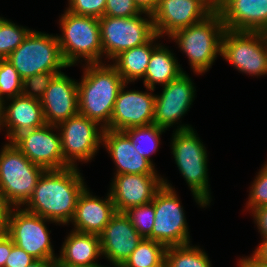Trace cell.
Listing matches in <instances>:
<instances>
[{"mask_svg": "<svg viewBox=\"0 0 267 267\" xmlns=\"http://www.w3.org/2000/svg\"><path fill=\"white\" fill-rule=\"evenodd\" d=\"M99 25L103 54L110 60L123 51L147 43L156 34L152 14L147 12L133 17L102 16Z\"/></svg>", "mask_w": 267, "mask_h": 267, "instance_id": "8", "label": "cell"}, {"mask_svg": "<svg viewBox=\"0 0 267 267\" xmlns=\"http://www.w3.org/2000/svg\"><path fill=\"white\" fill-rule=\"evenodd\" d=\"M31 31L3 17L0 20V59H6Z\"/></svg>", "mask_w": 267, "mask_h": 267, "instance_id": "30", "label": "cell"}, {"mask_svg": "<svg viewBox=\"0 0 267 267\" xmlns=\"http://www.w3.org/2000/svg\"><path fill=\"white\" fill-rule=\"evenodd\" d=\"M261 241L252 255L260 262L267 263V238H263Z\"/></svg>", "mask_w": 267, "mask_h": 267, "instance_id": "42", "label": "cell"}, {"mask_svg": "<svg viewBox=\"0 0 267 267\" xmlns=\"http://www.w3.org/2000/svg\"><path fill=\"white\" fill-rule=\"evenodd\" d=\"M102 145L115 163V175L158 174L155 165L138 154L134 144L123 131L104 129Z\"/></svg>", "mask_w": 267, "mask_h": 267, "instance_id": "23", "label": "cell"}, {"mask_svg": "<svg viewBox=\"0 0 267 267\" xmlns=\"http://www.w3.org/2000/svg\"><path fill=\"white\" fill-rule=\"evenodd\" d=\"M13 206L6 199L0 188V232H4Z\"/></svg>", "mask_w": 267, "mask_h": 267, "instance_id": "39", "label": "cell"}, {"mask_svg": "<svg viewBox=\"0 0 267 267\" xmlns=\"http://www.w3.org/2000/svg\"><path fill=\"white\" fill-rule=\"evenodd\" d=\"M87 117L77 114L60 123L57 127L61 136L64 160L77 167V160L88 162L94 158L102 144L103 127Z\"/></svg>", "mask_w": 267, "mask_h": 267, "instance_id": "12", "label": "cell"}, {"mask_svg": "<svg viewBox=\"0 0 267 267\" xmlns=\"http://www.w3.org/2000/svg\"><path fill=\"white\" fill-rule=\"evenodd\" d=\"M165 267H211V262L205 251L189 243L167 247Z\"/></svg>", "mask_w": 267, "mask_h": 267, "instance_id": "28", "label": "cell"}, {"mask_svg": "<svg viewBox=\"0 0 267 267\" xmlns=\"http://www.w3.org/2000/svg\"><path fill=\"white\" fill-rule=\"evenodd\" d=\"M123 132L130 138L138 154L153 164L150 157L157 152L160 136L165 132V129L153 123L146 126L131 127Z\"/></svg>", "mask_w": 267, "mask_h": 267, "instance_id": "29", "label": "cell"}, {"mask_svg": "<svg viewBox=\"0 0 267 267\" xmlns=\"http://www.w3.org/2000/svg\"><path fill=\"white\" fill-rule=\"evenodd\" d=\"M86 187L80 194L71 223L74 230L81 233L100 235L116 209L108 192L105 199L93 196Z\"/></svg>", "mask_w": 267, "mask_h": 267, "instance_id": "22", "label": "cell"}, {"mask_svg": "<svg viewBox=\"0 0 267 267\" xmlns=\"http://www.w3.org/2000/svg\"><path fill=\"white\" fill-rule=\"evenodd\" d=\"M57 126L45 124L17 135L11 143L32 163L45 170H61L71 167L63 157L60 133ZM54 131V132H53Z\"/></svg>", "mask_w": 267, "mask_h": 267, "instance_id": "13", "label": "cell"}, {"mask_svg": "<svg viewBox=\"0 0 267 267\" xmlns=\"http://www.w3.org/2000/svg\"><path fill=\"white\" fill-rule=\"evenodd\" d=\"M254 222L257 225L258 232H260L261 238H267V206H262L254 209L252 212Z\"/></svg>", "mask_w": 267, "mask_h": 267, "instance_id": "38", "label": "cell"}, {"mask_svg": "<svg viewBox=\"0 0 267 267\" xmlns=\"http://www.w3.org/2000/svg\"><path fill=\"white\" fill-rule=\"evenodd\" d=\"M46 124L58 126L79 113L78 82L64 72L57 74L40 100Z\"/></svg>", "mask_w": 267, "mask_h": 267, "instance_id": "19", "label": "cell"}, {"mask_svg": "<svg viewBox=\"0 0 267 267\" xmlns=\"http://www.w3.org/2000/svg\"><path fill=\"white\" fill-rule=\"evenodd\" d=\"M225 26L220 14L214 10L204 20L176 31L170 36L189 59L191 69L202 74L212 67L221 55V41Z\"/></svg>", "mask_w": 267, "mask_h": 267, "instance_id": "5", "label": "cell"}, {"mask_svg": "<svg viewBox=\"0 0 267 267\" xmlns=\"http://www.w3.org/2000/svg\"><path fill=\"white\" fill-rule=\"evenodd\" d=\"M102 257L100 236L70 231L63 242L57 263L73 266L101 265L96 262Z\"/></svg>", "mask_w": 267, "mask_h": 267, "instance_id": "24", "label": "cell"}, {"mask_svg": "<svg viewBox=\"0 0 267 267\" xmlns=\"http://www.w3.org/2000/svg\"><path fill=\"white\" fill-rule=\"evenodd\" d=\"M166 249L160 242L143 238L120 267H165Z\"/></svg>", "mask_w": 267, "mask_h": 267, "instance_id": "27", "label": "cell"}, {"mask_svg": "<svg viewBox=\"0 0 267 267\" xmlns=\"http://www.w3.org/2000/svg\"><path fill=\"white\" fill-rule=\"evenodd\" d=\"M127 85L128 83H125L118 93L110 124L106 129L124 131L131 127L146 126L154 123L155 95L152 92L154 89L145 87L147 92L138 90L125 91L124 88Z\"/></svg>", "mask_w": 267, "mask_h": 267, "instance_id": "15", "label": "cell"}, {"mask_svg": "<svg viewBox=\"0 0 267 267\" xmlns=\"http://www.w3.org/2000/svg\"><path fill=\"white\" fill-rule=\"evenodd\" d=\"M57 259H36L27 267H56Z\"/></svg>", "mask_w": 267, "mask_h": 267, "instance_id": "44", "label": "cell"}, {"mask_svg": "<svg viewBox=\"0 0 267 267\" xmlns=\"http://www.w3.org/2000/svg\"><path fill=\"white\" fill-rule=\"evenodd\" d=\"M55 223L31 213L24 208L13 207L5 233L13 243L35 259H57L45 222Z\"/></svg>", "mask_w": 267, "mask_h": 267, "instance_id": "11", "label": "cell"}, {"mask_svg": "<svg viewBox=\"0 0 267 267\" xmlns=\"http://www.w3.org/2000/svg\"><path fill=\"white\" fill-rule=\"evenodd\" d=\"M59 25L62 31L57 35L64 61L69 67L85 60V64L102 63L99 18L83 16L65 10Z\"/></svg>", "mask_w": 267, "mask_h": 267, "instance_id": "4", "label": "cell"}, {"mask_svg": "<svg viewBox=\"0 0 267 267\" xmlns=\"http://www.w3.org/2000/svg\"><path fill=\"white\" fill-rule=\"evenodd\" d=\"M262 167L250 186L246 207L251 212L259 207L267 206V162Z\"/></svg>", "mask_w": 267, "mask_h": 267, "instance_id": "34", "label": "cell"}, {"mask_svg": "<svg viewBox=\"0 0 267 267\" xmlns=\"http://www.w3.org/2000/svg\"><path fill=\"white\" fill-rule=\"evenodd\" d=\"M22 79L43 72H62L69 67L64 61L57 34L32 30L6 58Z\"/></svg>", "mask_w": 267, "mask_h": 267, "instance_id": "6", "label": "cell"}, {"mask_svg": "<svg viewBox=\"0 0 267 267\" xmlns=\"http://www.w3.org/2000/svg\"><path fill=\"white\" fill-rule=\"evenodd\" d=\"M77 168L45 170L24 209L55 224L71 222L78 197L87 187Z\"/></svg>", "mask_w": 267, "mask_h": 267, "instance_id": "1", "label": "cell"}, {"mask_svg": "<svg viewBox=\"0 0 267 267\" xmlns=\"http://www.w3.org/2000/svg\"><path fill=\"white\" fill-rule=\"evenodd\" d=\"M215 7L222 1V0H209Z\"/></svg>", "mask_w": 267, "mask_h": 267, "instance_id": "47", "label": "cell"}, {"mask_svg": "<svg viewBox=\"0 0 267 267\" xmlns=\"http://www.w3.org/2000/svg\"><path fill=\"white\" fill-rule=\"evenodd\" d=\"M56 267H106L102 265H88V266H73V265H63V264H56Z\"/></svg>", "mask_w": 267, "mask_h": 267, "instance_id": "45", "label": "cell"}, {"mask_svg": "<svg viewBox=\"0 0 267 267\" xmlns=\"http://www.w3.org/2000/svg\"><path fill=\"white\" fill-rule=\"evenodd\" d=\"M173 134L171 150L178 170L187 182L196 203L200 207H207L211 202V193L206 147L188 124H179Z\"/></svg>", "mask_w": 267, "mask_h": 267, "instance_id": "3", "label": "cell"}, {"mask_svg": "<svg viewBox=\"0 0 267 267\" xmlns=\"http://www.w3.org/2000/svg\"><path fill=\"white\" fill-rule=\"evenodd\" d=\"M221 56L242 73L267 75V33L225 29Z\"/></svg>", "mask_w": 267, "mask_h": 267, "instance_id": "10", "label": "cell"}, {"mask_svg": "<svg viewBox=\"0 0 267 267\" xmlns=\"http://www.w3.org/2000/svg\"><path fill=\"white\" fill-rule=\"evenodd\" d=\"M162 186L163 178L159 174H119L114 175L109 193L116 212H125L152 202Z\"/></svg>", "mask_w": 267, "mask_h": 267, "instance_id": "17", "label": "cell"}, {"mask_svg": "<svg viewBox=\"0 0 267 267\" xmlns=\"http://www.w3.org/2000/svg\"><path fill=\"white\" fill-rule=\"evenodd\" d=\"M141 13L134 0H106L104 16L133 17Z\"/></svg>", "mask_w": 267, "mask_h": 267, "instance_id": "36", "label": "cell"}, {"mask_svg": "<svg viewBox=\"0 0 267 267\" xmlns=\"http://www.w3.org/2000/svg\"><path fill=\"white\" fill-rule=\"evenodd\" d=\"M14 245L12 239L4 232H0V267L5 266L11 248Z\"/></svg>", "mask_w": 267, "mask_h": 267, "instance_id": "40", "label": "cell"}, {"mask_svg": "<svg viewBox=\"0 0 267 267\" xmlns=\"http://www.w3.org/2000/svg\"><path fill=\"white\" fill-rule=\"evenodd\" d=\"M67 11L77 15L101 18L104 16L106 0H68Z\"/></svg>", "mask_w": 267, "mask_h": 267, "instance_id": "35", "label": "cell"}, {"mask_svg": "<svg viewBox=\"0 0 267 267\" xmlns=\"http://www.w3.org/2000/svg\"><path fill=\"white\" fill-rule=\"evenodd\" d=\"M99 236L101 254L114 267H120L143 239L125 212H116Z\"/></svg>", "mask_w": 267, "mask_h": 267, "instance_id": "18", "label": "cell"}, {"mask_svg": "<svg viewBox=\"0 0 267 267\" xmlns=\"http://www.w3.org/2000/svg\"><path fill=\"white\" fill-rule=\"evenodd\" d=\"M215 10L209 0H160L152 13L157 35L170 37L176 31L201 22Z\"/></svg>", "mask_w": 267, "mask_h": 267, "instance_id": "14", "label": "cell"}, {"mask_svg": "<svg viewBox=\"0 0 267 267\" xmlns=\"http://www.w3.org/2000/svg\"><path fill=\"white\" fill-rule=\"evenodd\" d=\"M183 72L173 52L159 44L152 51L143 83L145 87L155 90L156 84L167 85Z\"/></svg>", "mask_w": 267, "mask_h": 267, "instance_id": "26", "label": "cell"}, {"mask_svg": "<svg viewBox=\"0 0 267 267\" xmlns=\"http://www.w3.org/2000/svg\"><path fill=\"white\" fill-rule=\"evenodd\" d=\"M59 73L62 72H43L23 79L21 94L40 101L50 82Z\"/></svg>", "mask_w": 267, "mask_h": 267, "instance_id": "33", "label": "cell"}, {"mask_svg": "<svg viewBox=\"0 0 267 267\" xmlns=\"http://www.w3.org/2000/svg\"><path fill=\"white\" fill-rule=\"evenodd\" d=\"M22 82L23 79L10 61L0 59V98L4 101V99L21 95Z\"/></svg>", "mask_w": 267, "mask_h": 267, "instance_id": "31", "label": "cell"}, {"mask_svg": "<svg viewBox=\"0 0 267 267\" xmlns=\"http://www.w3.org/2000/svg\"><path fill=\"white\" fill-rule=\"evenodd\" d=\"M238 265V267H267V263L260 262L253 255L240 258Z\"/></svg>", "mask_w": 267, "mask_h": 267, "instance_id": "43", "label": "cell"}, {"mask_svg": "<svg viewBox=\"0 0 267 267\" xmlns=\"http://www.w3.org/2000/svg\"><path fill=\"white\" fill-rule=\"evenodd\" d=\"M160 95L155 94L154 124L167 130L185 115L195 98L196 88L186 72L163 86Z\"/></svg>", "mask_w": 267, "mask_h": 267, "instance_id": "16", "label": "cell"}, {"mask_svg": "<svg viewBox=\"0 0 267 267\" xmlns=\"http://www.w3.org/2000/svg\"><path fill=\"white\" fill-rule=\"evenodd\" d=\"M125 214L143 238H147L151 234L155 215L154 199L148 204L129 208Z\"/></svg>", "mask_w": 267, "mask_h": 267, "instance_id": "32", "label": "cell"}, {"mask_svg": "<svg viewBox=\"0 0 267 267\" xmlns=\"http://www.w3.org/2000/svg\"><path fill=\"white\" fill-rule=\"evenodd\" d=\"M215 10L225 29L267 33V0H222Z\"/></svg>", "mask_w": 267, "mask_h": 267, "instance_id": "20", "label": "cell"}, {"mask_svg": "<svg viewBox=\"0 0 267 267\" xmlns=\"http://www.w3.org/2000/svg\"><path fill=\"white\" fill-rule=\"evenodd\" d=\"M6 100L10 101L8 106H5ZM6 100L3 101L0 130L6 127L8 142L24 131L37 129L46 124L39 100L22 94Z\"/></svg>", "mask_w": 267, "mask_h": 267, "instance_id": "21", "label": "cell"}, {"mask_svg": "<svg viewBox=\"0 0 267 267\" xmlns=\"http://www.w3.org/2000/svg\"><path fill=\"white\" fill-rule=\"evenodd\" d=\"M134 2L142 12L152 14L156 10L160 0H134Z\"/></svg>", "mask_w": 267, "mask_h": 267, "instance_id": "41", "label": "cell"}, {"mask_svg": "<svg viewBox=\"0 0 267 267\" xmlns=\"http://www.w3.org/2000/svg\"><path fill=\"white\" fill-rule=\"evenodd\" d=\"M85 65L82 80L78 82L79 114L106 129L125 81L112 64L102 62Z\"/></svg>", "mask_w": 267, "mask_h": 267, "instance_id": "2", "label": "cell"}, {"mask_svg": "<svg viewBox=\"0 0 267 267\" xmlns=\"http://www.w3.org/2000/svg\"><path fill=\"white\" fill-rule=\"evenodd\" d=\"M34 260L36 259L14 244L4 267H27Z\"/></svg>", "mask_w": 267, "mask_h": 267, "instance_id": "37", "label": "cell"}, {"mask_svg": "<svg viewBox=\"0 0 267 267\" xmlns=\"http://www.w3.org/2000/svg\"><path fill=\"white\" fill-rule=\"evenodd\" d=\"M3 100L0 98V122L2 118Z\"/></svg>", "mask_w": 267, "mask_h": 267, "instance_id": "46", "label": "cell"}, {"mask_svg": "<svg viewBox=\"0 0 267 267\" xmlns=\"http://www.w3.org/2000/svg\"><path fill=\"white\" fill-rule=\"evenodd\" d=\"M0 150V188L13 207H23L31 198L45 169L32 163L11 142Z\"/></svg>", "mask_w": 267, "mask_h": 267, "instance_id": "7", "label": "cell"}, {"mask_svg": "<svg viewBox=\"0 0 267 267\" xmlns=\"http://www.w3.org/2000/svg\"><path fill=\"white\" fill-rule=\"evenodd\" d=\"M158 38L155 34L147 43L123 51L113 59L112 65L125 83L144 78L152 51L160 44L154 42Z\"/></svg>", "mask_w": 267, "mask_h": 267, "instance_id": "25", "label": "cell"}, {"mask_svg": "<svg viewBox=\"0 0 267 267\" xmlns=\"http://www.w3.org/2000/svg\"><path fill=\"white\" fill-rule=\"evenodd\" d=\"M167 179L154 196V225L148 239L166 247L189 244L190 235L184 209Z\"/></svg>", "mask_w": 267, "mask_h": 267, "instance_id": "9", "label": "cell"}]
</instances>
